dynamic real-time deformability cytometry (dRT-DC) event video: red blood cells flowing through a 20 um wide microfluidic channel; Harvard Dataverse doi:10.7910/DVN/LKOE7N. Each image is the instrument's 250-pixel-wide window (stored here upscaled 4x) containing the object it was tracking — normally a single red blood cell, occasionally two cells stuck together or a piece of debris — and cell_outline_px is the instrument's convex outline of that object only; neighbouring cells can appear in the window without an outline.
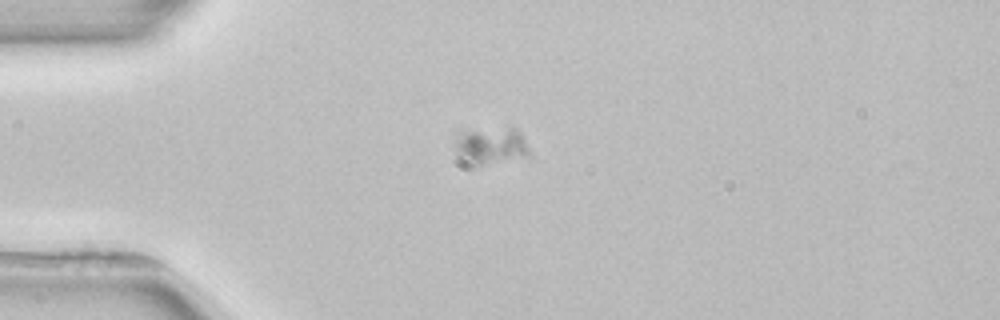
{"species": "common noctule bat (a hibernating species)", "species_latin": "Nyctalus noctula", "temperature_condition": "room temperature", "stored_images_in_passage": 2, "camera_frame_rate_fps": 3000, "um_per_image_px": 0.085, "animal": {"sex": "female", "body_mass_g": 22.7, "forearm_length_mm": 54.2}, "frame": {"image": 1, "passage_image": 1, "time_ms": 0.0, "image_size_px": [1000, 320], "cell_outline_px": [[532, 152], [528, 156], [480, 164], [472, 164], [460, 156], [456, 152], [452, 144], [460, 128], [516, 128], [520, 132]], "centroid_in_image_um": [41.67, 12.31], "position_along_channel_um": 43.3, "area_um2": 16.3}}